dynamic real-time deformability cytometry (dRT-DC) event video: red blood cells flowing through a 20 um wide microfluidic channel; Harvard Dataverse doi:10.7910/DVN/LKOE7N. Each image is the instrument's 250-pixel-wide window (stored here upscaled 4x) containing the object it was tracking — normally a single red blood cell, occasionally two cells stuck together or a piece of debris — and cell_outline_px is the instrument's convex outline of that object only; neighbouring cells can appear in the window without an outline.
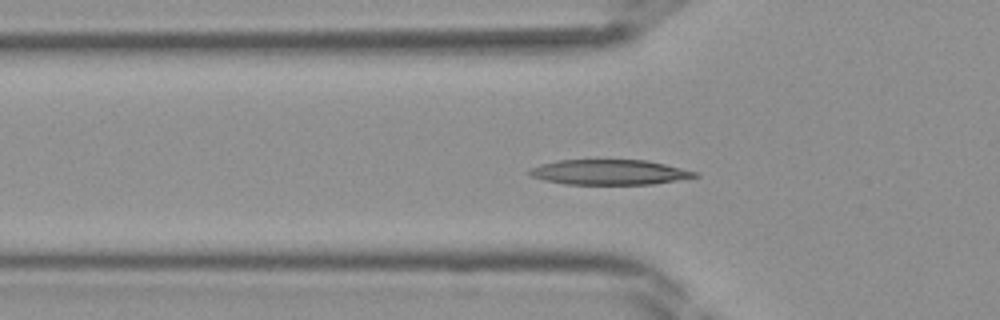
{"species": "Egyptian fruit bat (a non-hibernating species)", "species_latin": "Rousettus aegyptiacus", "temperature_condition": "room temperature", "stored_images_in_passage": 39, "camera_frame_rate_fps": 3000, "um_per_image_px": 0.085, "frame": {"image": 1, "passage_image": 13, "time_ms": 4.0, "image_size_px": [1000, 320], "cell_outline_px": [[700, 176], [652, 184], [564, 184], [544, 180], [532, 176], [528, 172], [532, 168], [540, 164], [556, 160], [648, 160], [696, 172]], "centroid_in_image_um": [51.77, 14.63], "position_along_channel_um": 74.0, "area_um2": 23.99}}
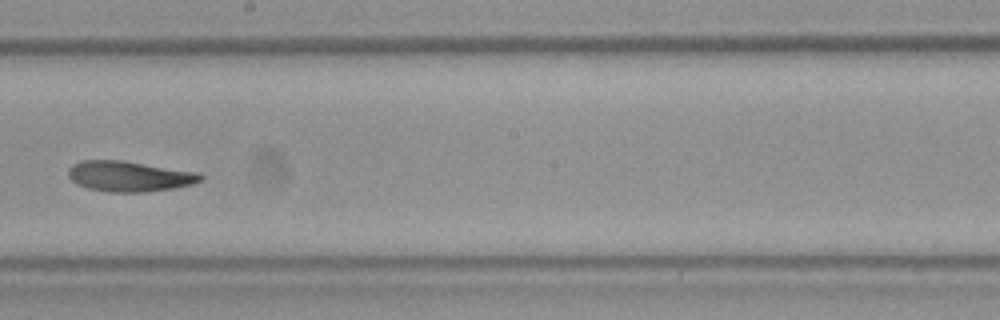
{"frame": {"image": 2, "passage_image": 23, "time_ms": 7.333, "image_size_px": [1000, 320], "cell_outline_px": [[204, 176], [200, 180], [192, 184], [172, 188], [144, 192], [112, 192], [88, 188], [76, 184], [68, 176], [68, 168], [72, 164], [80, 160], [120, 160], [200, 172]], "centroid_in_image_um": [10.97, 14.97], "position_along_channel_um": 237.2, "area_um2": 23.47}}
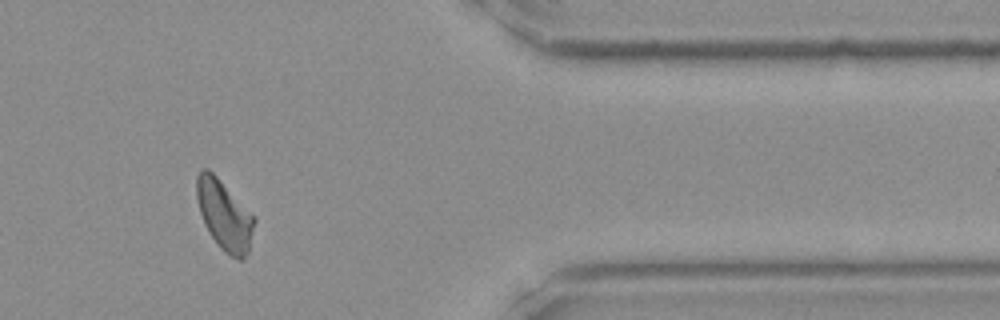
{"frame": {"image": 3, "passage_image": 34, "time_ms": 11.0, "image_size_px": [1000, 320], "cell_outline_px": [[256, 220], [248, 252], [244, 260], [236, 260], [224, 252], [220, 248], [204, 224], [200, 212], [196, 196], [196, 176], [200, 168], [208, 168], [216, 176]], "centroid_in_image_um": [19.05, 18.31], "position_along_channel_um": 392.4, "area_um2": 23.12}}